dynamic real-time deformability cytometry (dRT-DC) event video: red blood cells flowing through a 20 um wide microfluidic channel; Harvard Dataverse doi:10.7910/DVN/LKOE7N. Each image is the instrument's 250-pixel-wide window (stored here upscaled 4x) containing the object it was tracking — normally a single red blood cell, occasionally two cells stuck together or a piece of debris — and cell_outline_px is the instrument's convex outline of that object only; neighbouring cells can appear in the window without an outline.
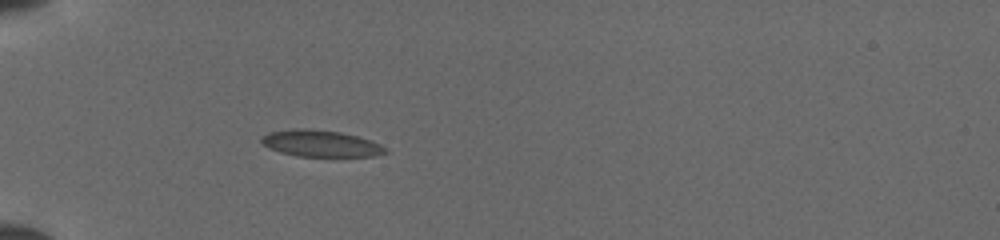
{"species": "common noctule bat (a hibernating species)", "species_latin": "Nyctalus noctula", "temperature_condition": "cold", "stored_images_in_passage": 5, "camera_frame_rate_fps": 3000, "um_per_image_px": 0.085, "animal": {"sex": "female", "body_mass_g": 19.5, "forearm_length_mm": 54.1}, "frame": {"image": 1, "passage_image": 5, "time_ms": 3.0, "image_size_px": [1000, 240], "cell_outline_px": [[388, 152], [372, 156], [296, 156], [280, 152], [264, 144], [260, 140], [268, 132], [292, 128], [308, 128], [340, 132], [372, 140], [388, 148]], "centroid_in_image_um": [27.29, 12.18], "position_along_channel_um": 57.7, "area_um2": 19.13}}